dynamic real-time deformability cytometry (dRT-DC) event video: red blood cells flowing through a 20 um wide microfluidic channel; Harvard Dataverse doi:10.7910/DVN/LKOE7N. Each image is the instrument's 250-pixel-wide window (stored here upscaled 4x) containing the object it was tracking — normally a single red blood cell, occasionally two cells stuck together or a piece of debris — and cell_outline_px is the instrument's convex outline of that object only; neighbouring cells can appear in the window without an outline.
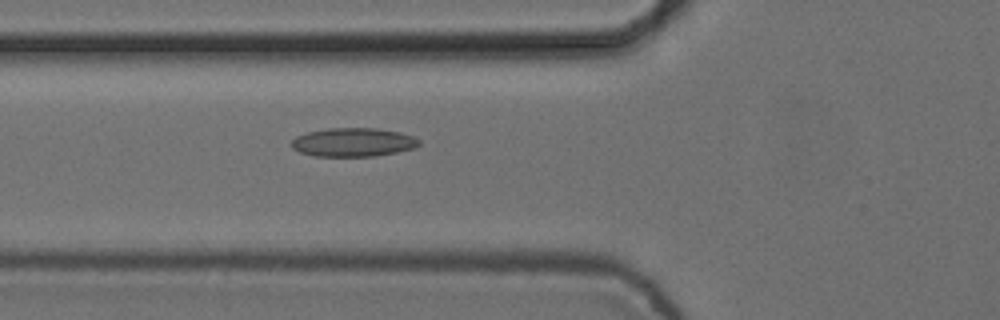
{"species": "common noctule bat (a hibernating species)", "species_latin": "Nyctalus noctula", "temperature_condition": "cold", "stored_images_in_passage": 6, "camera_frame_rate_fps": 3000, "um_per_image_px": 0.085, "animal": {"sex": "female", "body_mass_g": 24.6, "forearm_length_mm": 56.2}, "frame": {"image": 1, "passage_image": 6, "time_ms": 1.667, "image_size_px": [1000, 320], "cell_outline_px": [[420, 144], [416, 148], [376, 156], [312, 156], [300, 152], [292, 148], [292, 140], [296, 136], [308, 132], [328, 128], [376, 128], [400, 132], [412, 136], [420, 140]], "centroid_in_image_um": [30.03, 12.09], "position_along_channel_um": 95.8, "area_um2": 21.39}}